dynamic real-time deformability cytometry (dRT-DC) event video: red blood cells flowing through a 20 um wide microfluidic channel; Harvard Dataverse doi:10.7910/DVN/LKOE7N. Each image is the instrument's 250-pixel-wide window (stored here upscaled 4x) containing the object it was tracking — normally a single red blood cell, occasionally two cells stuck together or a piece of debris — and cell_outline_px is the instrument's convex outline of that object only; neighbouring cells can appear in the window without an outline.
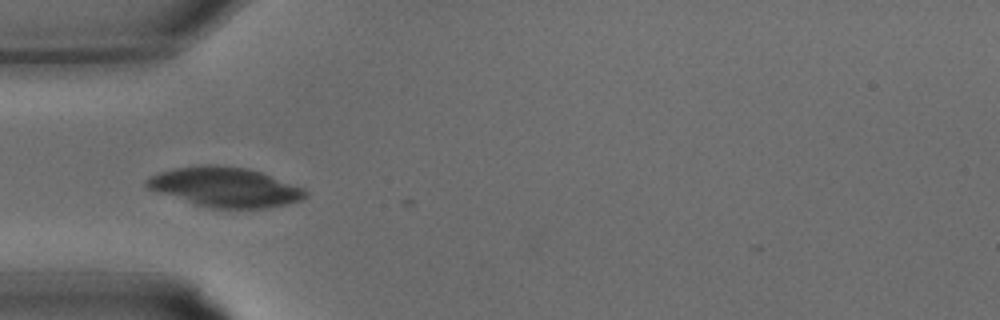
{"species": "common noctule bat (a hibernating species)", "species_latin": "Nyctalus noctula", "temperature_condition": "warm", "stored_images_in_passage": 16, "camera_frame_rate_fps": 3000, "um_per_image_px": 0.085, "animal": {"sex": "male", "body_mass_g": 15.6}, "frame": {"image": 1, "passage_image": 3, "time_ms": 0.667, "image_size_px": [1000, 320], "cell_outline_px": [[308, 196], [300, 200], [284, 204], [264, 208], [212, 208], [196, 204], [148, 188], [144, 184], [144, 180], [148, 176], [172, 168], [196, 164], [216, 164], [248, 168], [264, 172], [304, 188], [308, 192]], "centroid_in_image_um": [19.14, 15.87], "position_along_channel_um": 65.9, "area_um2": 36.88}}
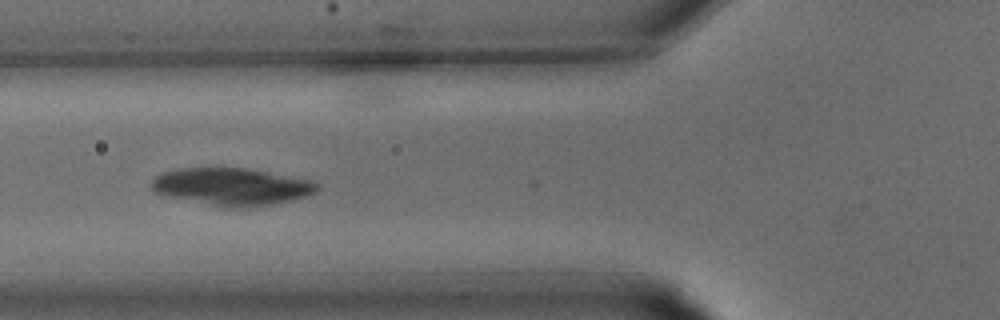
{"frame": {"image": 2, "passage_image": 5, "time_ms": 1.333, "image_size_px": [1000, 320], "cell_outline_px": [[320, 188], [316, 192], [292, 200], [272, 204], [240, 208], [212, 204], [168, 196], [156, 192], [152, 188], [152, 180], [156, 176], [164, 172], [180, 168], [248, 168], [312, 180], [320, 184]], "centroid_in_image_um": [19.76, 15.84], "position_along_channel_um": 106.0, "area_um2": 35.49}}